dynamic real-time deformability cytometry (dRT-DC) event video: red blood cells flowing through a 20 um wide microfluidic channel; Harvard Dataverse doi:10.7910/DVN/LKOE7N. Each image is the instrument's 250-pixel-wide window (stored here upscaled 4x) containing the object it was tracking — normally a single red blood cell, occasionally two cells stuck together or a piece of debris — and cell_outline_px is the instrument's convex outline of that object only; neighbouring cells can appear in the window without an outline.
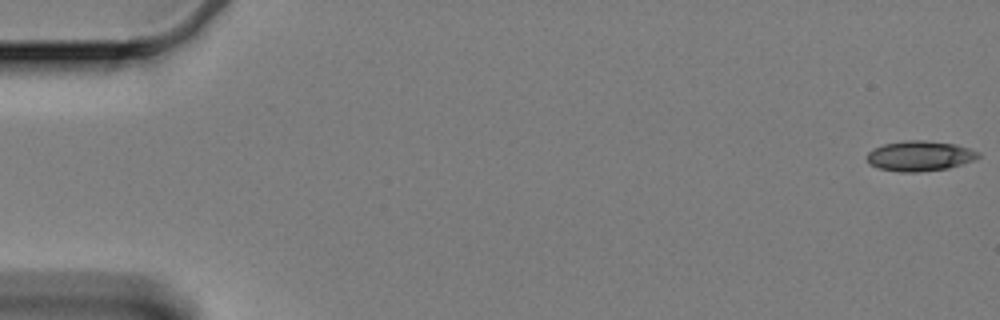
{"species": "Egyptian fruit bat (a non-hibernating species)", "species_latin": "Rousettus aegyptiacus", "temperature_condition": "cold", "stored_images_in_passage": 16, "camera_frame_rate_fps": 3000, "um_per_image_px": 0.085, "animal": {"sex": "female"}, "frame": {"image": 1, "passage_image": 1, "time_ms": 0.0, "image_size_px": [1000, 320], "cell_outline_px": [[980, 156], [976, 160], [948, 168], [916, 172], [900, 172], [876, 168], [868, 164], [868, 152], [884, 144], [912, 140], [920, 140], [956, 144], [980, 152]], "centroid_in_image_um": [78.2, 13.27], "position_along_channel_um": 6.8, "area_um2": 19.48}}
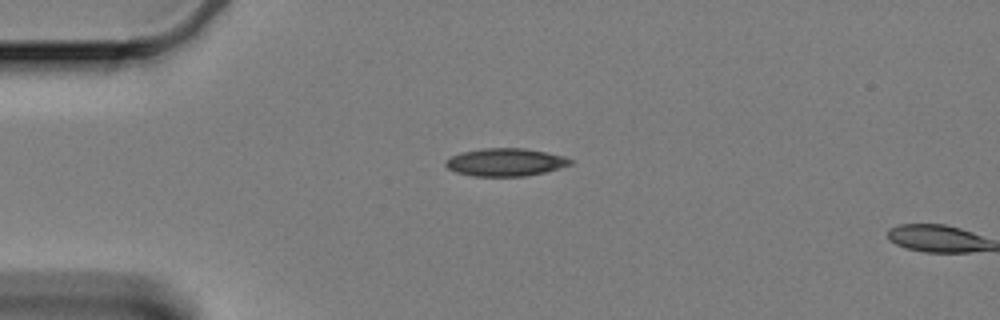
{"frame": {"image": 2, "passage_image": 15, "time_ms": 4.667, "image_size_px": [1000, 320], "cell_outline_px": [[572, 164], [544, 172], [524, 176], [472, 176], [456, 172], [448, 168], [444, 164], [444, 160], [460, 152], [484, 148], [524, 148], [564, 156], [572, 160]], "centroid_in_image_um": [42.92, 13.78], "position_along_channel_um": 42.1, "area_um2": 20.11}}